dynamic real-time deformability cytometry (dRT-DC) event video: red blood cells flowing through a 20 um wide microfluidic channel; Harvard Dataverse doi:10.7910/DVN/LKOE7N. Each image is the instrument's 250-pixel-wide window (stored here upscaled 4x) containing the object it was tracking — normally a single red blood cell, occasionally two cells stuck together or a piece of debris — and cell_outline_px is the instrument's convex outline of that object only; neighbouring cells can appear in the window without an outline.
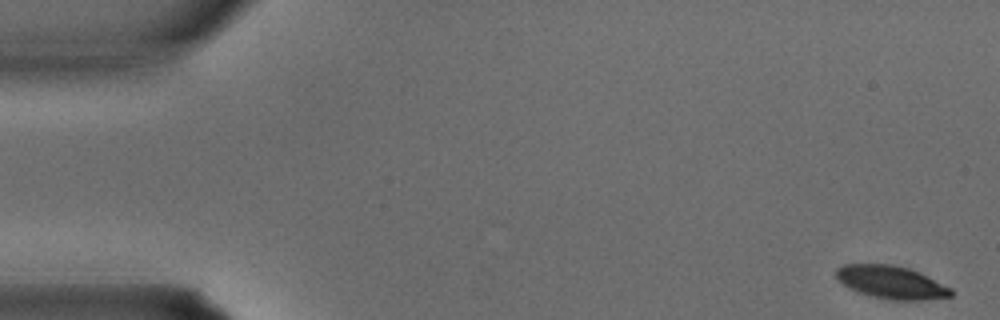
{"species": "common noctule bat (a hibernating species)", "species_latin": "Nyctalus noctula", "temperature_condition": "warm", "stored_images_in_passage": 35, "camera_frame_rate_fps": 3000, "um_per_image_px": 0.085, "animal": {"sex": "male", "body_mass_g": 15.6}, "frame": {"image": 1, "passage_image": 1, "time_ms": 0.0, "image_size_px": [1000, 320], "cell_outline_px": [[952, 296], [924, 300], [892, 300], [872, 296], [856, 292], [848, 288], [836, 276], [836, 268], [844, 264], [892, 264], [908, 268], [920, 272], [952, 288]], "centroid_in_image_um": [75.76, 23.99], "position_along_channel_um": 9.2, "area_um2": 22.08}}
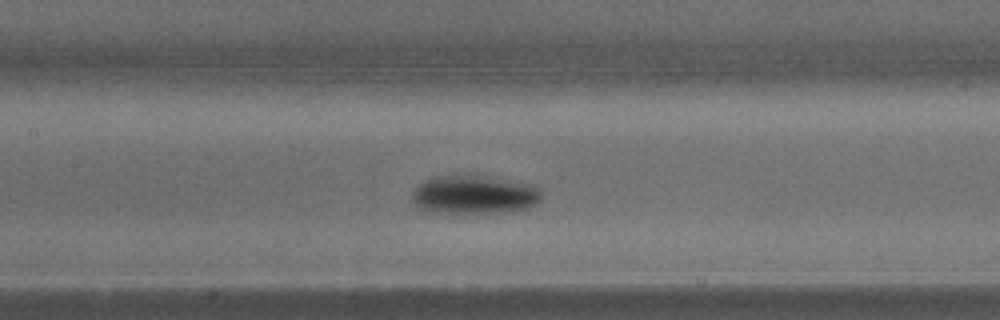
{"frame": {"image": 2, "passage_image": 16, "time_ms": 5.0, "image_size_px": [1000, 320], "cell_outline_px": [[544, 192], [540, 200], [536, 204], [528, 208], [504, 212], [428, 212], [420, 208], [412, 200], [412, 192], [424, 180], [436, 176], [488, 176], [536, 184]], "centroid_in_image_um": [40.38, 16.54], "position_along_channel_um": 167.0, "area_um2": 29.19}}
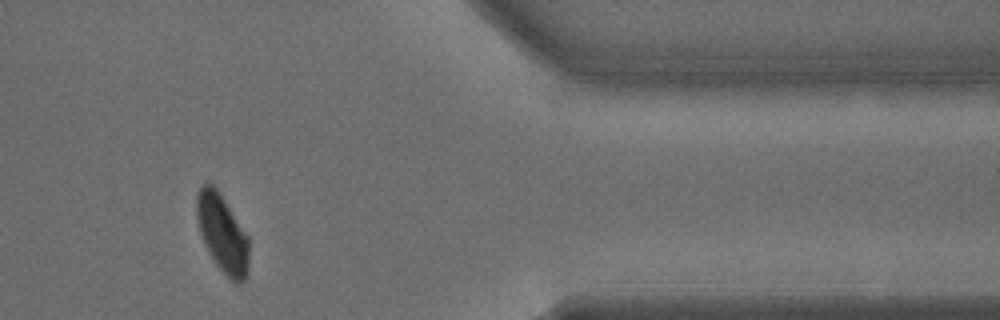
{"frame": {"image": 3, "passage_image": 29, "time_ms": 9.333, "image_size_px": [1000, 320], "cell_outline_px": [[248, 268], [244, 280], [240, 284], [236, 284], [216, 264], [208, 252], [200, 232], [196, 216], [196, 196], [200, 188], [204, 184], [212, 184], [220, 192], [248, 236]], "centroid_in_image_um": [18.89, 19.83], "position_along_channel_um": 392.5, "area_um2": 23.52}}